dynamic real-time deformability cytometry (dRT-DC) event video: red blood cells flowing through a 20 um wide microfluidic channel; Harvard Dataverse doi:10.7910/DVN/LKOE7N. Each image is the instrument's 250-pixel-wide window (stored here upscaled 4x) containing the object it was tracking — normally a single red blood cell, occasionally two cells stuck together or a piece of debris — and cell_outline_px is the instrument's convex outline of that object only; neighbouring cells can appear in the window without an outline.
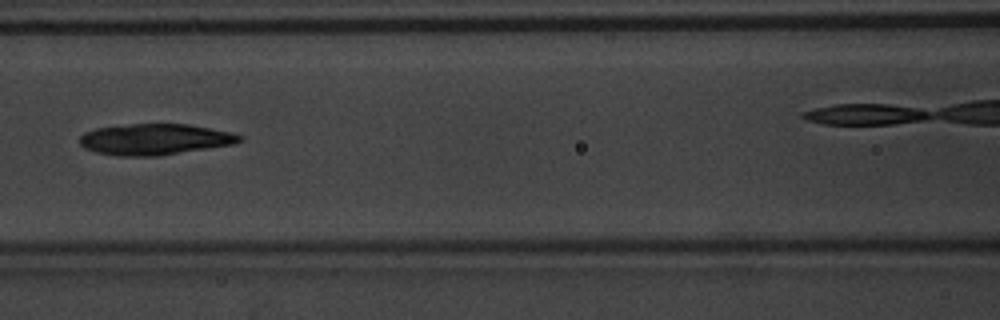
{"species": "common noctule bat (a hibernating species)", "species_latin": "Nyctalus noctula", "temperature_condition": "warm", "stored_images_in_passage": 46, "camera_frame_rate_fps": 3000, "um_per_image_px": 0.085, "animal": {"sex": "male", "body_mass_g": 20.1, "forearm_length_mm": 53.5}, "frame": {"image": 1, "passage_image": 25, "time_ms": 8.0, "image_size_px": [1000, 320], "cell_outline_px": [[244, 140], [232, 144], [160, 156], [116, 156], [96, 152], [84, 148], [80, 144], [80, 136], [84, 132], [96, 128], [132, 124], [188, 124], [228, 132], [244, 136]], "centroid_in_image_um": [13.13, 11.85], "position_along_channel_um": 153.5, "area_um2": 28.84}}
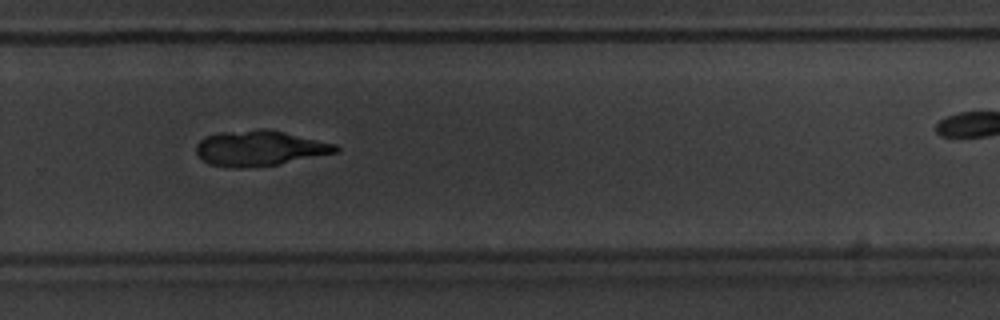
{"frame": {"image": 2, "passage_image": 37, "time_ms": 12.0, "image_size_px": [1000, 320], "cell_outline_px": [[340, 152], [276, 164], [240, 168], [232, 168], [208, 164], [196, 152], [196, 144], [204, 136], [220, 132], [260, 128], [264, 128], [284, 132], [336, 144], [340, 148]], "centroid_in_image_um": [22.05, 12.59], "position_along_channel_um": 307.7, "area_um2": 28.73}}
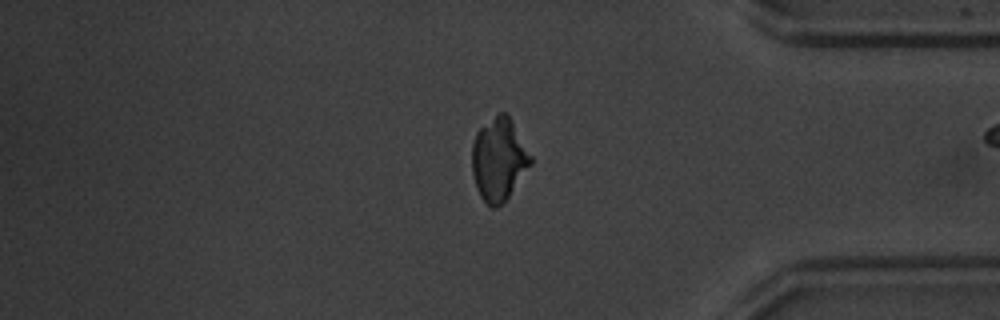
{"frame": {"image": 3, "passage_image": 45, "time_ms": 14.667, "image_size_px": [1000, 320], "cell_outline_px": [[532, 164], [504, 204], [496, 208], [492, 208], [480, 196], [476, 188], [472, 172], [472, 144], [476, 132], [480, 128], [500, 112], [508, 112], [532, 156]], "centroid_in_image_um": [42.42, 13.56], "position_along_channel_um": 392.8, "area_um2": 28.61}}